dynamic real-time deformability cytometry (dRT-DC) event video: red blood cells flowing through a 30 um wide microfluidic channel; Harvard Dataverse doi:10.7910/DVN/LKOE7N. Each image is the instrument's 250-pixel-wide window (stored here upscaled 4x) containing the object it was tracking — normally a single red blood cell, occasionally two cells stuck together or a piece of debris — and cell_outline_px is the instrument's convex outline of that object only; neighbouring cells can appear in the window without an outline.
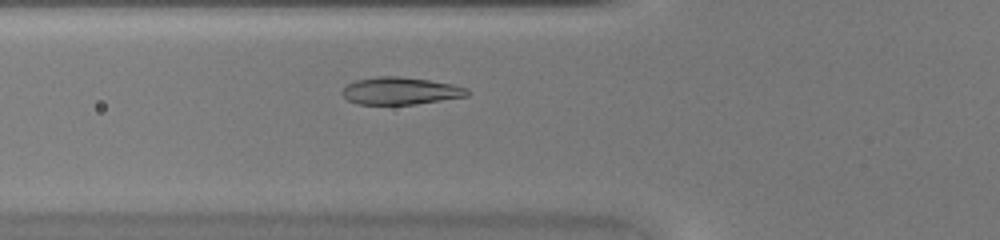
{"species": "common noctule bat (a hibernating species)", "species_latin": "Nyctalus noctula", "temperature_condition": "warm", "stored_images_in_passage": 38, "camera_frame_rate_fps": 3000, "um_per_image_px": 0.085, "animal": {"sex": "female", "body_mass_g": 20.0, "forearm_length_mm": 54.0}, "frame": {"image": 1, "passage_image": 10, "time_ms": 3.0, "image_size_px": [1000, 240], "cell_outline_px": [[468, 96], [416, 104], [356, 104], [348, 100], [340, 92], [344, 84], [356, 80], [376, 76], [396, 76], [428, 80], [452, 84], [468, 88]], "centroid_in_image_um": [33.98, 7.72], "position_along_channel_um": 91.8, "area_um2": 20.0}}
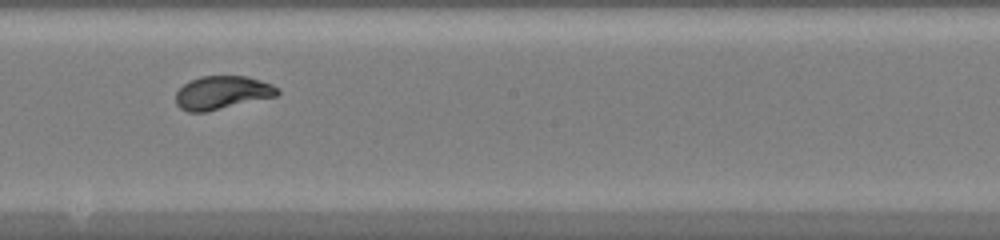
{"frame": {"image": 2, "passage_image": 19, "time_ms": 6.0, "image_size_px": [1000, 240], "cell_outline_px": [[280, 92], [276, 96], [204, 112], [188, 112], [180, 108], [176, 104], [176, 92], [184, 84], [200, 76], [248, 76], [272, 84], [280, 88]], "centroid_in_image_um": [18.89, 7.87], "position_along_channel_um": 229.3, "area_um2": 19.65}}
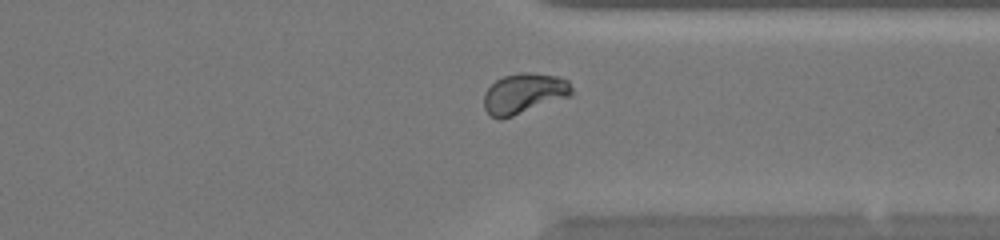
{"frame": {"image": 3, "passage_image": 28, "time_ms": 9.0, "image_size_px": [1000, 240], "cell_outline_px": [[572, 96], [500, 120], [492, 116], [484, 108], [484, 92], [496, 80], [504, 76], [520, 72], [528, 72], [556, 76], [568, 80], [572, 88]], "centroid_in_image_um": [44.55, 7.94], "position_along_channel_um": 366.9, "area_um2": 20.63}}